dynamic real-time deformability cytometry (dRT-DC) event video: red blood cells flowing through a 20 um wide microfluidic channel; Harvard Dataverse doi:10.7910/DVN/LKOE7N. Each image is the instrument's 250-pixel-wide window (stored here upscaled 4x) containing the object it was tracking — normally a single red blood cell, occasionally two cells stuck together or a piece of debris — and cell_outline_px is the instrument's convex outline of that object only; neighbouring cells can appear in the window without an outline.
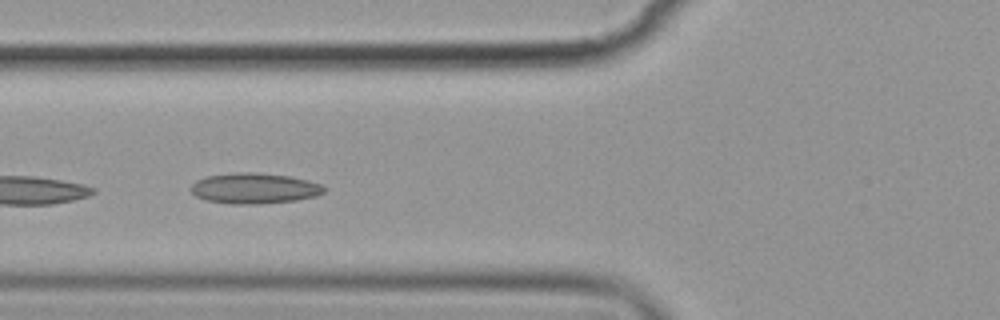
{"species": "common noctule bat (a hibernating species)", "species_latin": "Nyctalus noctula", "temperature_condition": "cold", "stored_images_in_passage": 6, "camera_frame_rate_fps": 3000, "um_per_image_px": 0.085, "animal": {"sex": "female", "body_mass_g": 19.9}, "frame": {"image": 1, "passage_image": 5, "time_ms": 4.667, "image_size_px": [1000, 320], "cell_outline_px": [[324, 192], [316, 196], [296, 200], [260, 204], [232, 204], [208, 200], [196, 196], [188, 188], [196, 180], [204, 176], [236, 172], [256, 172], [288, 176], [308, 180], [320, 184], [324, 188]], "centroid_in_image_um": [21.58, 16.0], "position_along_channel_um": 104.2, "area_um2": 23.81}}
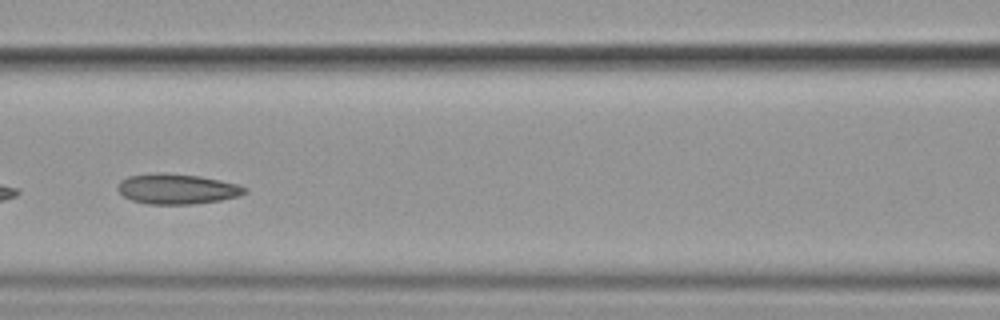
{"frame": {"image": 2, "passage_image": 6, "time_ms": 6.0, "image_size_px": [1000, 320], "cell_outline_px": [[248, 192], [240, 196], [220, 200], [192, 204], [148, 204], [132, 200], [124, 196], [116, 188], [120, 180], [128, 176], [156, 172], [164, 172], [200, 176], [240, 184], [248, 188]], "centroid_in_image_um": [15.07, 16.05], "position_along_channel_um": 151.5, "area_um2": 22.66}}